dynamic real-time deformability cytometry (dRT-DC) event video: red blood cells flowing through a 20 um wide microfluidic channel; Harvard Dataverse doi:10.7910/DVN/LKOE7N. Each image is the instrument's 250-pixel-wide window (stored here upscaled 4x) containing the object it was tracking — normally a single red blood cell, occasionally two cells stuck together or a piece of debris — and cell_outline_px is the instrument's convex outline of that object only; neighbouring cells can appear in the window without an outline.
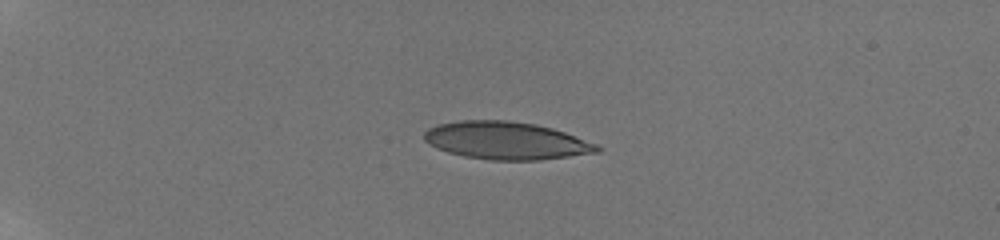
{"species": "human", "species_latin": "Homo sapiens", "temperature_condition": "room temperature", "stored_images_in_passage": 13, "camera_frame_rate_fps": 3000, "um_per_image_px": 0.085, "donor": {"sex": "male"}, "frame": {"image": 1, "passage_image": 8, "time_ms": 4.667, "image_size_px": [1000, 240], "cell_outline_px": [[604, 148], [600, 152], [540, 160], [488, 160], [464, 156], [448, 152], [424, 140], [424, 132], [428, 128], [436, 124], [460, 120], [508, 120], [536, 124], [552, 128], [564, 132], [596, 144]], "centroid_in_image_um": [43.04, 11.95], "position_along_channel_um": 42.0, "area_um2": 37.92}}
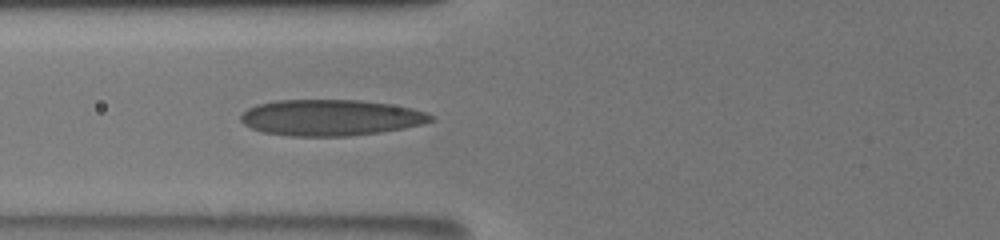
{"frame": {"image": 2, "passage_image": 13, "time_ms": 8.0, "image_size_px": [1000, 240], "cell_outline_px": [[432, 120], [424, 124], [404, 128], [348, 136], [292, 136], [264, 132], [252, 128], [244, 124], [240, 120], [240, 116], [248, 108], [256, 104], [276, 100], [360, 100], [388, 104], [412, 108], [424, 112], [432, 116]], "centroid_in_image_um": [28.07, 9.99], "position_along_channel_um": 97.7, "area_um2": 39.71}}